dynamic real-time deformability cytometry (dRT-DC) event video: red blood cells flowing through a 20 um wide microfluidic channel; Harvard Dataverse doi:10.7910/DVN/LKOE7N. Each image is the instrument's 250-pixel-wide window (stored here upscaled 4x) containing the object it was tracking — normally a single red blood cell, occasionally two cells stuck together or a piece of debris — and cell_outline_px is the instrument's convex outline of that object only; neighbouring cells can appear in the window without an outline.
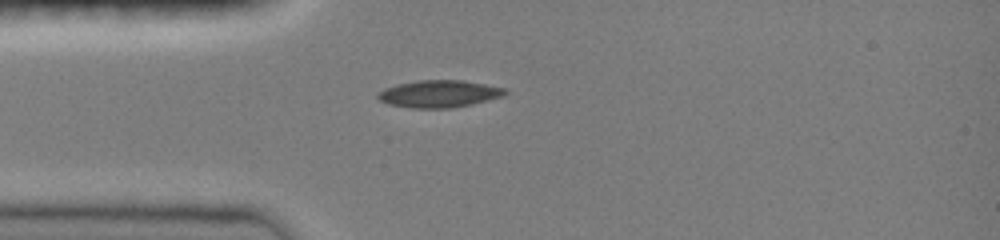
{"species": "common noctule bat (a hibernating species)", "species_latin": "Nyctalus noctula", "temperature_condition": "room temperature", "stored_images_in_passage": 36, "camera_frame_rate_fps": 3000, "um_per_image_px": 0.085, "animal": {"sex": "female", "body_mass_g": 19.0, "forearm_length_mm": 51.5}, "frame": {"image": 1, "passage_image": 1, "time_ms": 0.0, "image_size_px": [1000, 240], "cell_outline_px": [[508, 92], [504, 96], [472, 104], [448, 108], [412, 108], [388, 104], [380, 100], [376, 96], [384, 88], [396, 84], [420, 80], [460, 80], [508, 88]], "centroid_in_image_um": [37.34, 7.97], "position_along_channel_um": 47.7, "area_um2": 20.17}}
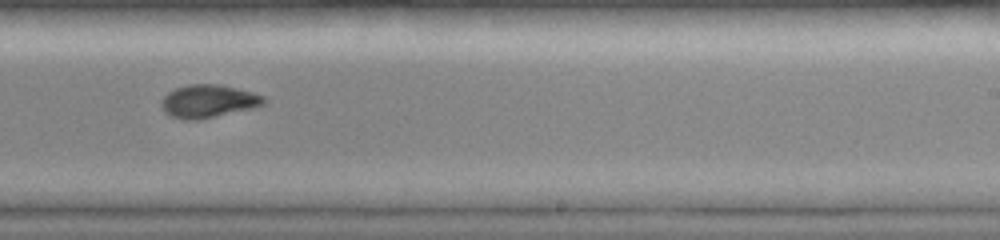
{"frame": {"image": 2, "passage_image": 18, "time_ms": 5.667, "image_size_px": [1000, 240], "cell_outline_px": [[268, 100], [264, 104], [252, 108], [200, 120], [184, 120], [172, 116], [164, 112], [160, 104], [164, 96], [168, 92], [176, 88], [188, 84], [216, 84], [236, 88], [252, 92], [264, 96]], "centroid_in_image_um": [17.7, 8.61], "position_along_channel_um": 271.3, "area_um2": 19.71}}
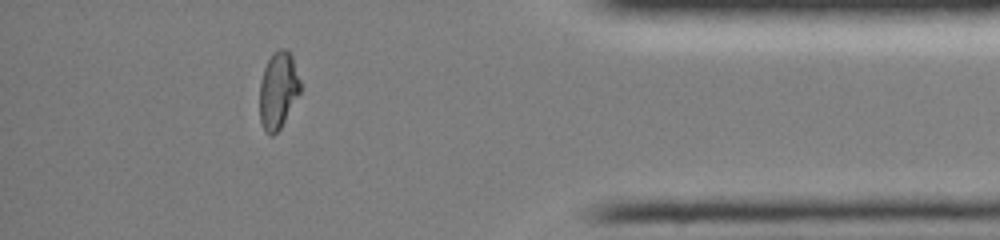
{"frame": {"image": 3, "passage_image": 30, "time_ms": 9.667, "image_size_px": [1000, 240], "cell_outline_px": [[300, 92], [280, 128], [272, 136], [264, 128], [260, 120], [260, 84], [264, 68], [272, 52], [280, 48], [284, 48], [292, 56], [300, 80]], "centroid_in_image_um": [23.64, 7.64], "position_along_channel_um": 411.6, "area_um2": 17.86}, "authors_computed_cell_mechanics": {"area_um2": 19.3052, "velocity_mm_per_s": 4.0866, "shape_relaxation_time_tau1_ms": 7.9315, "shape_relaxation_time_tau2_ms": 2.1181, "deformation_change_tau1": 0.2801, "deformation_change_tau2": 0.0616}}